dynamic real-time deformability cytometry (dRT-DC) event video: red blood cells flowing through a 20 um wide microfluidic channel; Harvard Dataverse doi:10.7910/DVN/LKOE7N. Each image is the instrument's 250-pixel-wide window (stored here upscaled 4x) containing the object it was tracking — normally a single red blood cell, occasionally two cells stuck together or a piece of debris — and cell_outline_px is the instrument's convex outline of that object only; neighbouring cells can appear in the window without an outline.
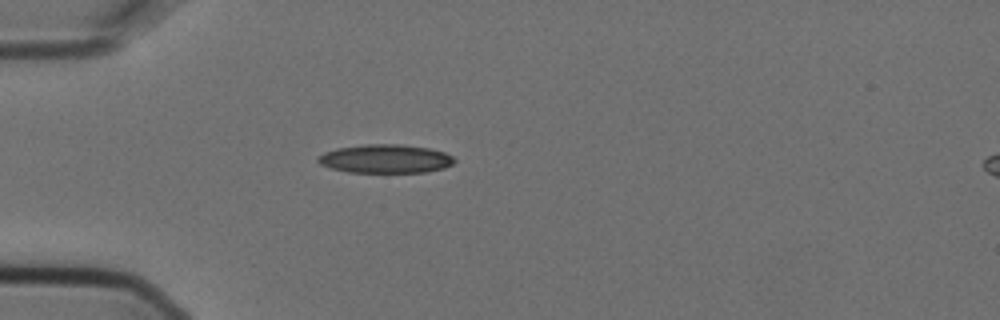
{"species": "Egyptian fruit bat (a non-hibernating species)", "species_latin": "Rousettus aegyptiacus", "temperature_condition": "cold", "stored_images_in_passage": 3, "camera_frame_rate_fps": 3000, "um_per_image_px": 0.085, "animal": {"sex": "female"}, "frame": {"image": 1, "passage_image": 3, "time_ms": 0.667, "image_size_px": [1000, 320], "cell_outline_px": [[456, 160], [452, 164], [444, 168], [428, 172], [348, 172], [332, 168], [320, 164], [316, 160], [324, 152], [336, 148], [364, 144], [400, 144], [428, 148], [444, 152], [452, 156]], "centroid_in_image_um": [32.77, 13.49], "position_along_channel_um": 52.2, "area_um2": 22.72}}